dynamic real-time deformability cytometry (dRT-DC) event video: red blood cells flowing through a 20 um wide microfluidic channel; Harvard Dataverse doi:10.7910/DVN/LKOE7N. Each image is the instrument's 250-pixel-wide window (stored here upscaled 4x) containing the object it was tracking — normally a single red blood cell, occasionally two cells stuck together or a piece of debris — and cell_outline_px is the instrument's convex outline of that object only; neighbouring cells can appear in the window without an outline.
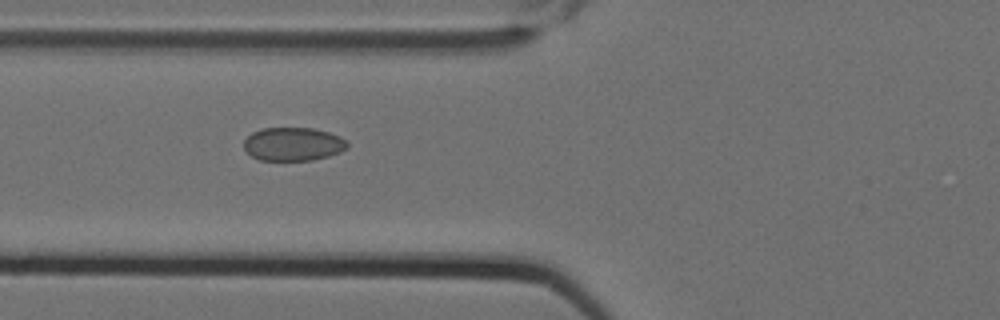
{"species": "Egyptian fruit bat (a non-hibernating species)", "species_latin": "Rousettus aegyptiacus", "temperature_condition": "cold", "stored_images_in_passage": 6, "camera_frame_rate_fps": 3000, "um_per_image_px": 0.085, "animal": {"sex": "female"}, "frame": {"image": 1, "passage_image": 5, "time_ms": 1.333, "image_size_px": [1000, 320], "cell_outline_px": [[348, 148], [340, 152], [328, 156], [312, 160], [260, 160], [252, 156], [244, 148], [244, 140], [252, 132], [264, 128], [312, 128], [328, 132], [340, 136], [348, 144]], "centroid_in_image_um": [24.92, 12.25], "position_along_channel_um": 100.9, "area_um2": 20.06}}
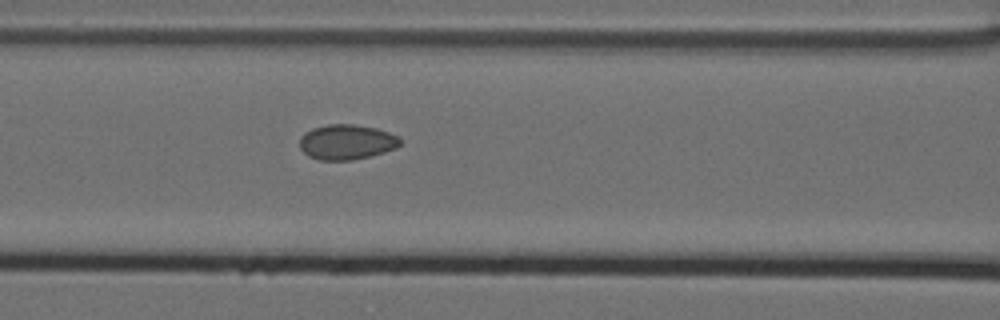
{"frame": {"image": 2, "passage_image": 6, "time_ms": 1.667, "image_size_px": [1000, 320], "cell_outline_px": [[400, 144], [396, 148], [384, 152], [352, 160], [320, 160], [308, 156], [300, 148], [300, 136], [304, 132], [312, 128], [328, 124], [352, 124], [376, 128], [400, 136]], "centroid_in_image_um": [29.45, 12.06], "position_along_channel_um": 137.2, "area_um2": 20.58}}